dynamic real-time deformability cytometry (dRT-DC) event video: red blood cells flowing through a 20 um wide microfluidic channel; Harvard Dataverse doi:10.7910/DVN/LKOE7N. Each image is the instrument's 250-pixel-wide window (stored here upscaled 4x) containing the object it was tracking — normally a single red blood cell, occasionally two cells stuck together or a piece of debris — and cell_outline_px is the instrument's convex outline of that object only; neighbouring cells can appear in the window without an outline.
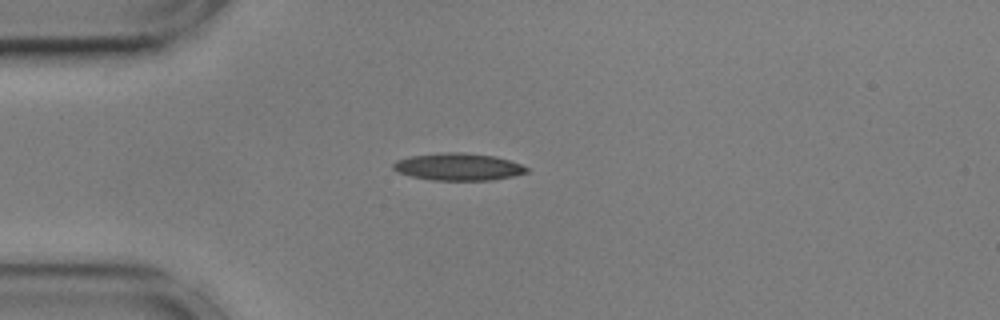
{"species": "common noctule bat (a hibernating species)", "species_latin": "Nyctalus noctula", "temperature_condition": "cold", "stored_images_in_passage": 31, "camera_frame_rate_fps": 3000, "um_per_image_px": 0.085, "animal": {"sex": "male", "body_mass_g": 17.9, "forearm_length_mm": 54.2}, "frame": {"image": 1, "passage_image": 1, "time_ms": 0.0, "image_size_px": [1000, 320], "cell_outline_px": [[528, 172], [512, 176], [492, 180], [432, 180], [412, 176], [396, 172], [392, 168], [392, 164], [396, 160], [412, 156], [444, 152], [464, 152], [496, 156], [520, 164], [528, 168]], "centroid_in_image_um": [38.93, 14.17], "position_along_channel_um": 46.1, "area_um2": 21.15}}
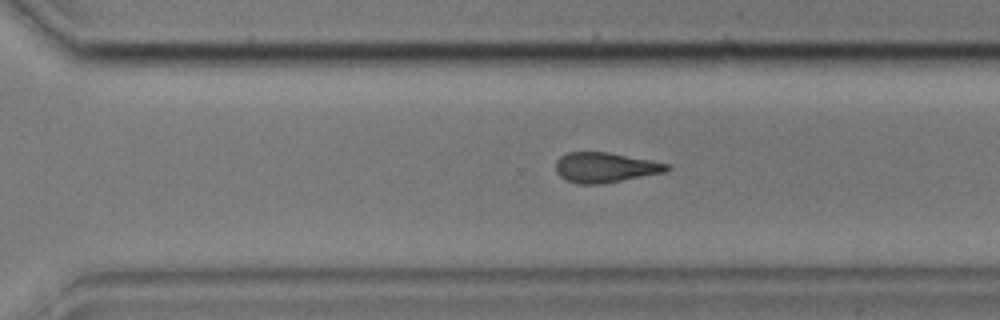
{"frame": {"image": 2, "passage_image": 25, "time_ms": 8.0, "image_size_px": [1000, 320], "cell_outline_px": [[672, 168], [668, 172], [604, 184], [580, 184], [568, 180], [560, 176], [556, 172], [556, 160], [560, 156], [568, 152], [608, 152], [668, 164]], "centroid_in_image_um": [51.46, 14.24], "position_along_channel_um": 319.1, "area_um2": 19.54}}
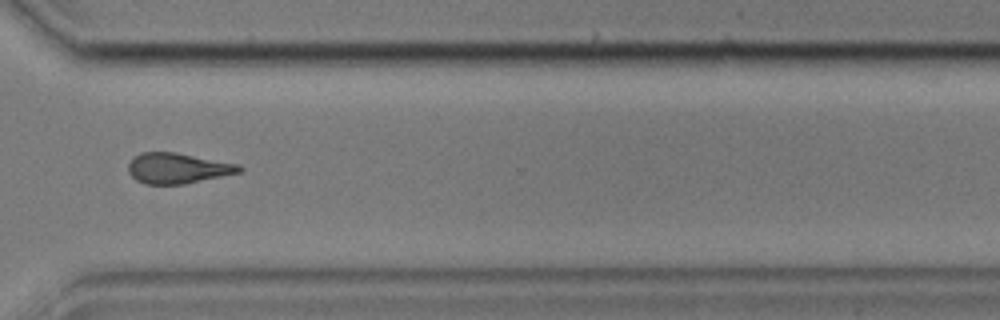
{"frame": {"image": 3, "passage_image": 28, "time_ms": 9.0, "image_size_px": [1000, 320], "cell_outline_px": [[244, 168], [240, 172], [184, 184], [144, 184], [136, 180], [128, 172], [128, 164], [140, 152], [176, 152], [240, 164]], "centroid_in_image_um": [15.11, 14.29], "position_along_channel_um": 355.5, "area_um2": 19.71}, "authors_computed_cell_mechanics": {"area_um2": 20.6924, "velocity_mm_per_s": 3.6097, "shape_relaxation_time_tau1_ms": 7.1363, "shape_relaxation_time_tau2_ms": 7.5769, "deformation_change_tau1": 0.1412, "deformation_change_tau2": 0.1791}}